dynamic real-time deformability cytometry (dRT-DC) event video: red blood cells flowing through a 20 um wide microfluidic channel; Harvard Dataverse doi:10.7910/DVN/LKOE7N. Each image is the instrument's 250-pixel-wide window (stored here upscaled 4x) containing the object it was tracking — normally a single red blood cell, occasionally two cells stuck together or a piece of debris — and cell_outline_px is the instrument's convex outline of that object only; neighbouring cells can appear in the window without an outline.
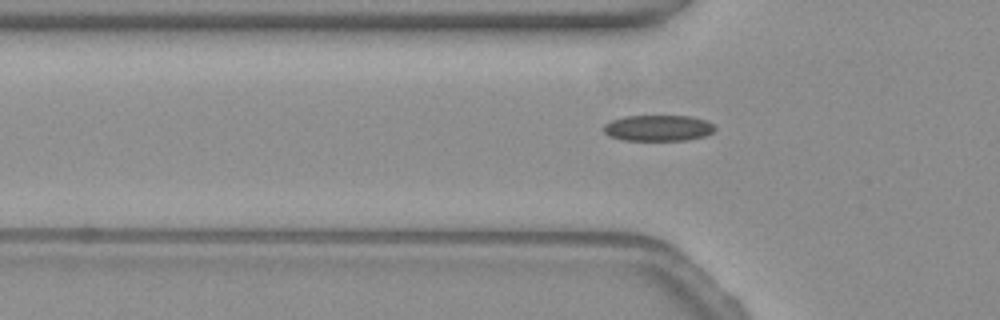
{"species": "common noctule bat (a hibernating species)", "species_latin": "Nyctalus noctula", "temperature_condition": "warm", "stored_images_in_passage": 41, "camera_frame_rate_fps": 3000, "um_per_image_px": 0.085, "animal": {"sex": "female", "body_mass_g": 19.3, "forearm_length_mm": 54.1}, "frame": {"image": 1, "passage_image": 5, "time_ms": 1.333, "image_size_px": [1000, 320], "cell_outline_px": [[716, 128], [712, 132], [704, 136], [688, 140], [624, 140], [608, 136], [604, 132], [604, 124], [612, 120], [624, 116], [692, 116], [708, 120]], "centroid_in_image_um": [55.95, 10.88], "position_along_channel_um": 69.8, "area_um2": 16.94}}
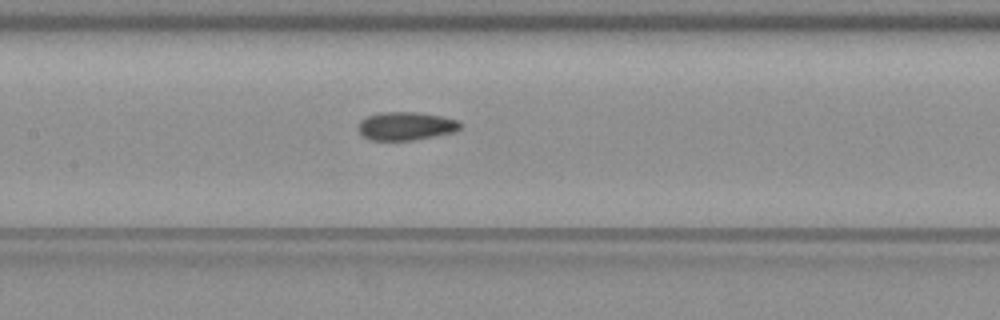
{"frame": {"image": 2, "passage_image": 13, "time_ms": 4.0, "image_size_px": [1000, 320], "cell_outline_px": [[464, 124], [456, 132], [412, 140], [372, 140], [364, 136], [360, 132], [360, 120], [368, 116], [380, 112], [416, 112], [440, 116], [460, 120]], "centroid_in_image_um": [34.57, 10.71], "position_along_channel_um": 172.8, "area_um2": 16.76}}
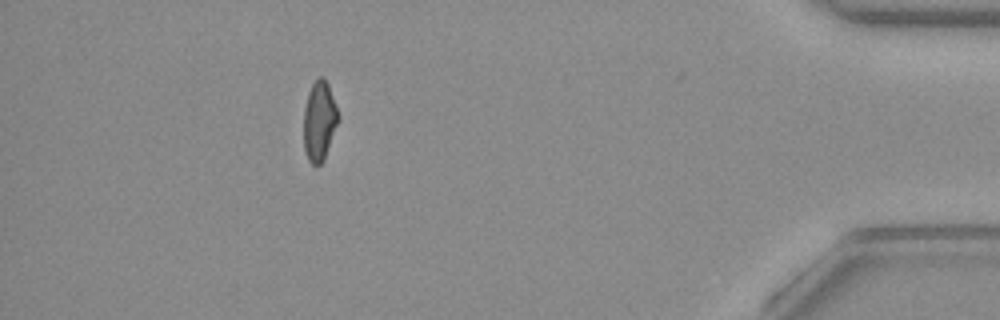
{"frame": {"image": 3, "passage_image": 36, "time_ms": 11.667, "image_size_px": [1000, 320], "cell_outline_px": [[340, 116], [324, 160], [320, 164], [312, 164], [308, 160], [304, 148], [304, 108], [308, 92], [312, 84], [320, 76], [324, 76], [328, 84]], "centroid_in_image_um": [27.14, 10.27], "position_along_channel_um": 408.1, "area_um2": 16.01}, "authors_computed_cell_mechanics": {"area_um2": 16.7042, "velocity_mm_per_s": 3.8214, "shape_relaxation_time_tau1_ms": null, "shape_relaxation_time_tau2_ms": 1.9665, "deformation_change_tau1": null, "deformation_change_tau2": 0.0702}}